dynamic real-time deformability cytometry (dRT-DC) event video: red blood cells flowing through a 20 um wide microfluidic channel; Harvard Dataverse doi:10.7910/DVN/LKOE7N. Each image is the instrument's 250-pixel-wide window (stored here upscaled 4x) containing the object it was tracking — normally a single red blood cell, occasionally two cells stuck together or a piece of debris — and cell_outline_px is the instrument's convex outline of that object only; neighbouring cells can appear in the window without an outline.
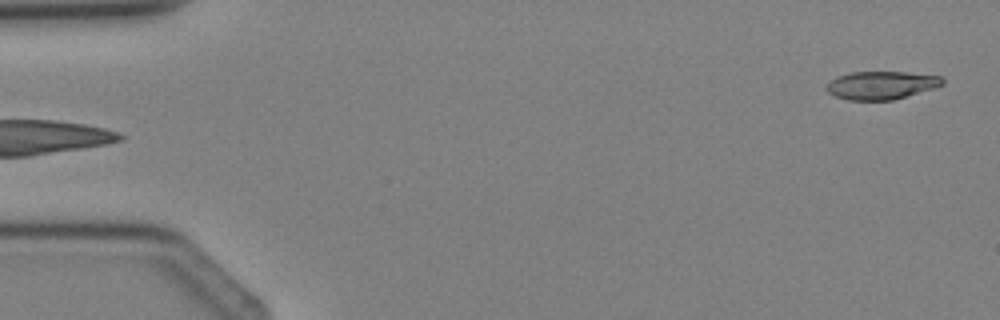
{"species": "Egyptian fruit bat (a non-hibernating species)", "species_latin": "Rousettus aegyptiacus", "temperature_condition": "cold", "stored_images_in_passage": 4, "camera_frame_rate_fps": 3000, "um_per_image_px": 0.085, "animal": {"sex": "female"}, "frame": {"image": 1, "passage_image": 4, "time_ms": 3.333, "image_size_px": [1000, 320], "cell_outline_px": [[944, 84], [932, 88], [892, 100], [848, 100], [836, 96], [828, 92], [828, 84], [836, 76], [852, 72], [904, 72], [940, 76], [944, 80]], "centroid_in_image_um": [74.9, 7.24], "position_along_channel_um": 10.1, "area_um2": 18.61}}